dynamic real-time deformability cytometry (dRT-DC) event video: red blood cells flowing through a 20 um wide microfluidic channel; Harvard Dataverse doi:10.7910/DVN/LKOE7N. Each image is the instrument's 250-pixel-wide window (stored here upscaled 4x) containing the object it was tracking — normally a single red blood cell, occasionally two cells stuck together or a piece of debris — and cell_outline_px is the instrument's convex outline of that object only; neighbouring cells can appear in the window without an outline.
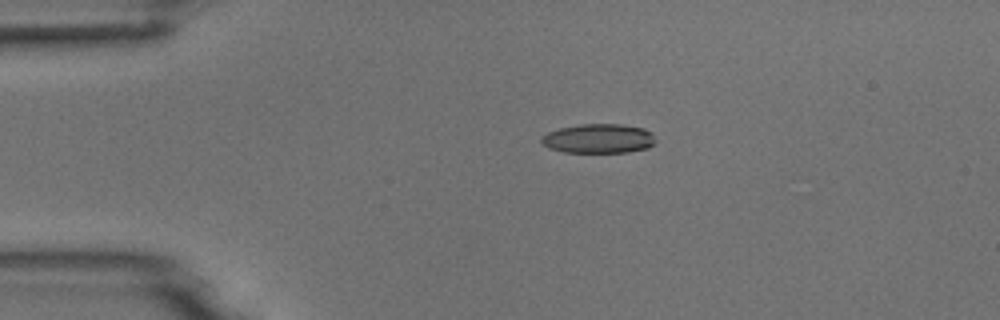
{"species": "common noctule bat (a hibernating species)", "species_latin": "Nyctalus noctula", "temperature_condition": "room temperature", "stored_images_in_passage": 5, "camera_frame_rate_fps": 3000, "um_per_image_px": 0.085, "animal": {"sex": "male", "body_mass_g": 18.8}, "frame": {"image": 1, "passage_image": 4, "time_ms": 3.333, "image_size_px": [1000, 320], "cell_outline_px": [[656, 144], [648, 148], [628, 152], [564, 152], [548, 148], [540, 140], [548, 132], [560, 128], [580, 124], [620, 124], [644, 128], [652, 132], [656, 140]], "centroid_in_image_um": [50.93, 11.78], "position_along_channel_um": 34.1, "area_um2": 19.59}}